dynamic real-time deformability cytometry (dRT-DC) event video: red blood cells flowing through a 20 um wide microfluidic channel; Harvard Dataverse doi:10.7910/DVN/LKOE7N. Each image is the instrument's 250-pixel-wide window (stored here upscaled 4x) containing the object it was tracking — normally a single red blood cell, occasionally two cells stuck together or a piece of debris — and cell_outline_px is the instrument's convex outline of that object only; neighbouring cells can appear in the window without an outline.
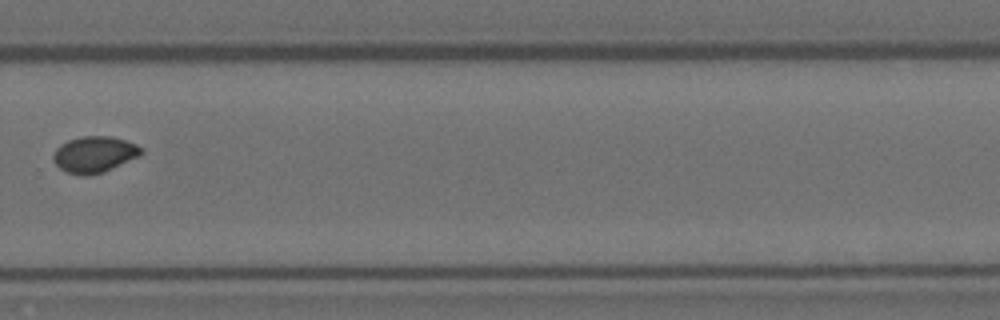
{"species": "Egyptian fruit bat (a non-hibernating species)", "species_latin": "Rousettus aegyptiacus", "temperature_condition": "room temperature", "stored_images_in_passage": 12, "camera_frame_rate_fps": 3000, "um_per_image_px": 0.085, "animal": {"sex": "female"}, "frame": {"image": 1, "passage_image": 12, "time_ms": 3.667, "image_size_px": [1000, 320], "cell_outline_px": [[144, 152], [136, 156], [100, 172], [88, 176], [80, 176], [64, 172], [52, 160], [52, 156], [56, 148], [60, 144], [68, 140], [84, 136], [112, 136], [136, 144]], "centroid_in_image_um": [7.93, 13.12], "position_along_channel_um": 321.9, "area_um2": 18.21}}